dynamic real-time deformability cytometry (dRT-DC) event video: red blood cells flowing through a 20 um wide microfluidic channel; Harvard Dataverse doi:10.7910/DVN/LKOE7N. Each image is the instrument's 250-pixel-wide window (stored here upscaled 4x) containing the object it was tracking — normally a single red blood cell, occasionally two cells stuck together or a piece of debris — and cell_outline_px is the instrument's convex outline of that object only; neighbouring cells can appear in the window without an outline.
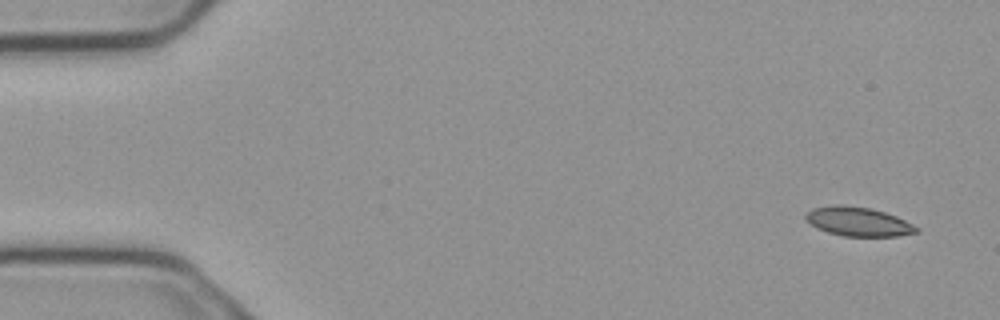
{"species": "common noctule bat (a hibernating species)", "species_latin": "Nyctalus noctula", "temperature_condition": "cold", "stored_images_in_passage": 5, "camera_frame_rate_fps": 3000, "um_per_image_px": 0.085, "animal": {"sex": "male", "body_mass_g": 23.1, "forearm_length_mm": 52.7}, "frame": {"image": 1, "passage_image": 1, "time_ms": 0.0, "image_size_px": [1000, 320], "cell_outline_px": [[920, 228], [916, 232], [896, 236], [844, 236], [828, 232], [816, 228], [804, 216], [812, 208], [836, 204], [840, 204], [872, 208], [896, 216]], "centroid_in_image_um": [72.94, 18.82], "position_along_channel_um": 12.1, "area_um2": 18.61}}
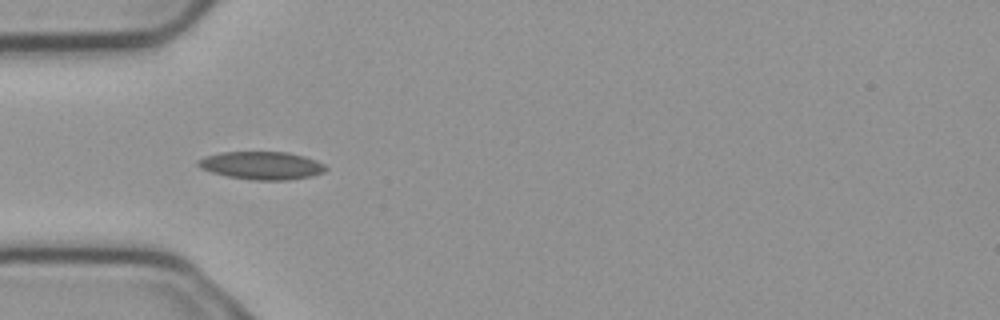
{"frame": {"image": 2, "passage_image": 4, "time_ms": 1.0, "image_size_px": [1000, 320], "cell_outline_px": [[328, 168], [324, 172], [312, 176], [288, 180], [252, 180], [228, 176], [212, 172], [200, 168], [196, 164], [196, 160], [204, 156], [220, 152], [288, 152], [304, 156], [316, 160], [324, 164]], "centroid_in_image_um": [22.24, 14.06], "position_along_channel_um": 62.8, "area_um2": 20.92}}
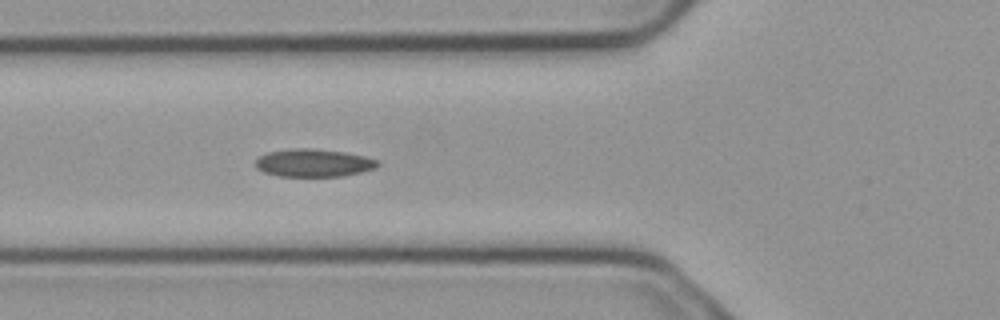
{"frame": {"image": 3, "passage_image": 5, "time_ms": 1.333, "image_size_px": [1000, 320], "cell_outline_px": [[380, 164], [376, 168], [344, 176], [276, 176], [264, 172], [256, 168], [256, 160], [260, 156], [268, 152], [296, 148], [312, 148], [344, 152], [364, 156], [380, 160]], "centroid_in_image_um": [26.68, 13.85], "position_along_channel_um": 99.1, "area_um2": 19.83}}